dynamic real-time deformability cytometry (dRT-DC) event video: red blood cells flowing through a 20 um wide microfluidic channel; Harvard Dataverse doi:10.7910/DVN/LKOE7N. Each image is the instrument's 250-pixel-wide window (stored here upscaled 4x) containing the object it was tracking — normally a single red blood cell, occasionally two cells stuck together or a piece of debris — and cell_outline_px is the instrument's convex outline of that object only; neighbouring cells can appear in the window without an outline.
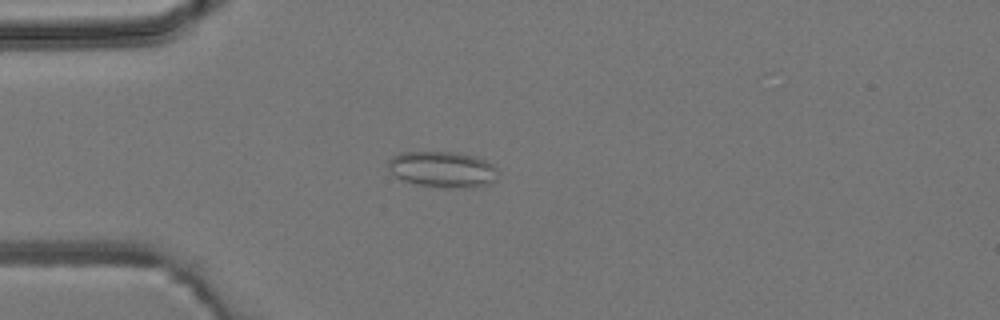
{"species": "common noctule bat (a hibernating species)", "species_latin": "Nyctalus noctula", "temperature_condition": "room temperature", "stored_images_in_passage": 6, "camera_frame_rate_fps": 3000, "um_per_image_px": 0.085, "animal": {"sex": "male", "body_mass_g": 19.2, "forearm_length_mm": 51.8}, "frame": {"image": 1, "passage_image": 4, "time_ms": 3.667, "image_size_px": [1000, 320], "cell_outline_px": [[500, 172], [496, 180], [488, 184], [472, 188], [448, 188], [416, 184], [404, 180], [396, 176], [388, 168], [388, 160], [392, 156], [400, 152], [456, 152], [476, 156], [492, 164]], "centroid_in_image_um": [37.65, 14.4], "position_along_channel_um": 47.3, "area_um2": 23.29}}
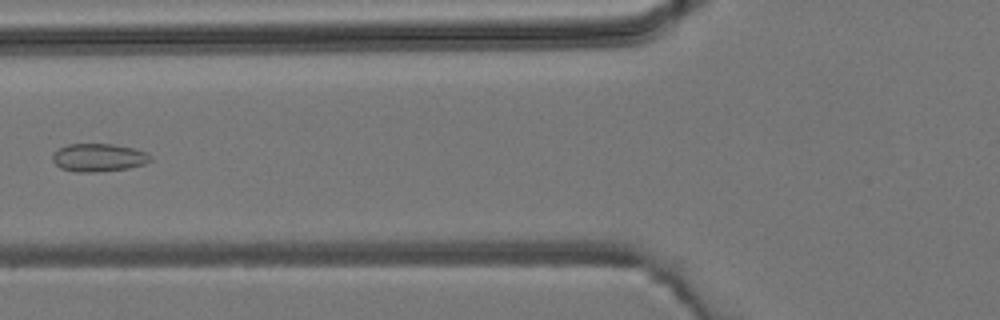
{"frame": {"image": 2, "passage_image": 6, "time_ms": 5.667, "image_size_px": [1000, 320], "cell_outline_px": [[152, 160], [144, 164], [128, 168], [96, 172], [76, 172], [60, 168], [52, 160], [52, 152], [68, 144], [112, 144], [136, 148], [148, 152], [152, 156]], "centroid_in_image_um": [8.4, 13.39], "position_along_channel_um": 117.4, "area_um2": 16.18}}